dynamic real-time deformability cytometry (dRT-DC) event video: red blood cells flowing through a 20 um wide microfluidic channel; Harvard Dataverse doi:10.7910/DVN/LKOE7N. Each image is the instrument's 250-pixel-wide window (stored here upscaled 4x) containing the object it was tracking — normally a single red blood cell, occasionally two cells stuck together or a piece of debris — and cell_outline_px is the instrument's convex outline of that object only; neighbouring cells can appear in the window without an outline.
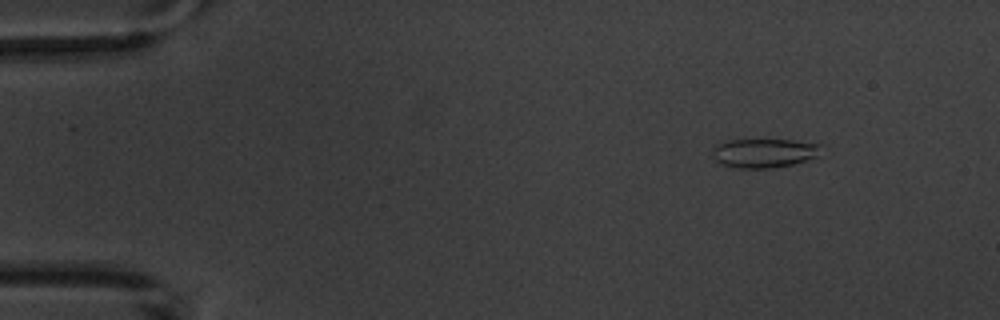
{"species": "common noctule bat (a hibernating species)", "species_latin": "Nyctalus noctula", "temperature_condition": "warm", "stored_images_in_passage": 4, "camera_frame_rate_fps": 3000, "um_per_image_px": 0.085, "animal": {"sex": "male", "body_mass_g": 20.1, "forearm_length_mm": 53.5}, "frame": {"image": 1, "passage_image": 2, "time_ms": 1.0, "image_size_px": [1000, 320], "cell_outline_px": [[820, 156], [792, 164], [768, 168], [740, 168], [724, 164], [716, 160], [712, 156], [712, 148], [716, 144], [724, 140], [792, 140], [820, 144]], "centroid_in_image_um": [64.93, 12.99], "position_along_channel_um": 20.1, "area_um2": 18.32}}
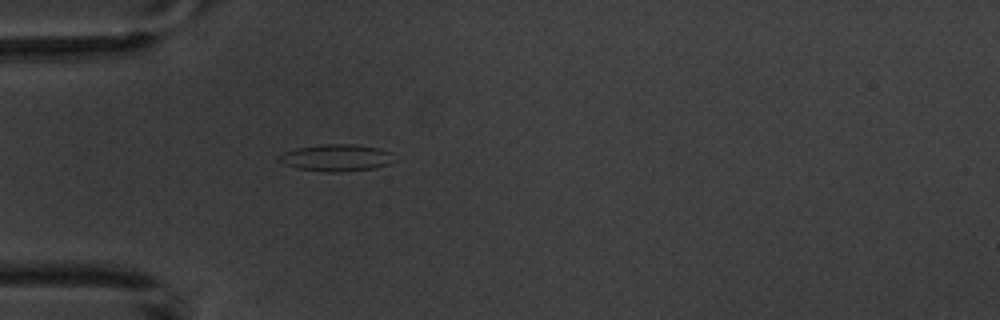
{"frame": {"image": 2, "passage_image": 4, "time_ms": 4.333, "image_size_px": [1000, 320], "cell_outline_px": [[392, 152], [388, 164], [376, 168], [340, 172], [328, 172], [296, 168], [284, 164], [276, 160], [276, 156], [284, 152], [296, 148], [320, 144], [356, 144], [380, 148]], "centroid_in_image_um": [28.52, 13.4], "position_along_channel_um": 56.5, "area_um2": 18.15}}